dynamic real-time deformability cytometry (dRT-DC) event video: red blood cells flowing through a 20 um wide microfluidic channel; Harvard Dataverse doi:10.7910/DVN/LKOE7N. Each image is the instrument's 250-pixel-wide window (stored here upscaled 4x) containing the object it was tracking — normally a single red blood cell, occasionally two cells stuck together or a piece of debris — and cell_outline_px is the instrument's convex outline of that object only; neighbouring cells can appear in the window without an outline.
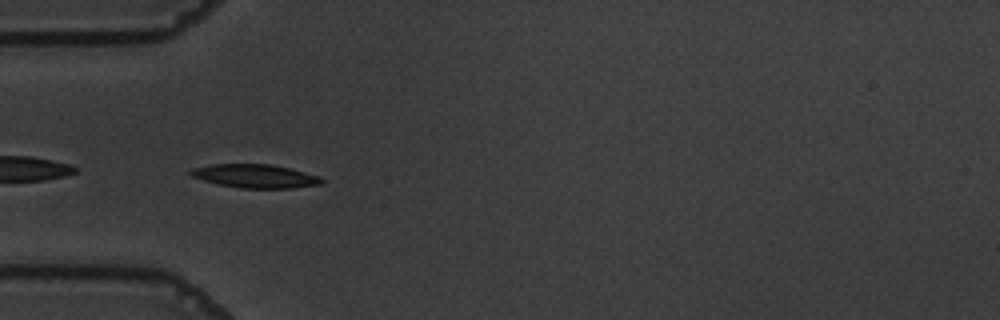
{"species": "common noctule bat (a hibernating species)", "species_latin": "Nyctalus noctula", "temperature_condition": "warm", "stored_images_in_passage": 40, "camera_frame_rate_fps": 3000, "um_per_image_px": 0.085, "animal": {"sex": "male", "body_mass_g": 19.5, "forearm_length_mm": 54.6}, "frame": {"image": 1, "passage_image": 1, "time_ms": 0.0, "image_size_px": [1000, 320], "cell_outline_px": [[324, 180], [320, 184], [292, 188], [240, 188], [216, 184], [192, 176], [188, 172], [192, 168], [212, 164], [272, 164], [320, 176]], "centroid_in_image_um": [21.67, 14.97], "position_along_channel_um": 63.3, "area_um2": 17.92}}
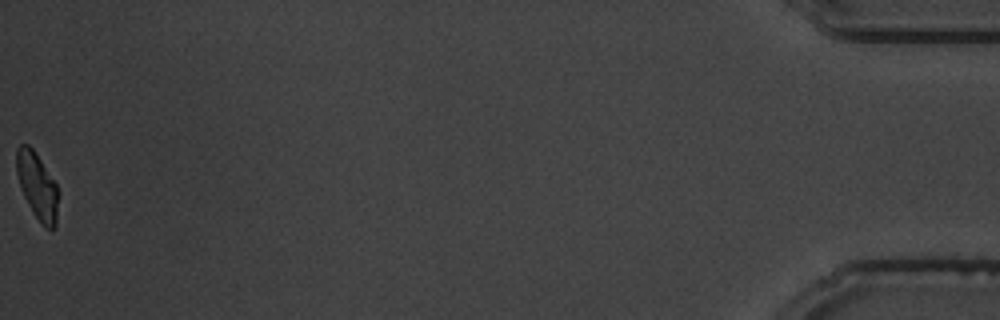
{"frame": {"image": 2, "passage_image": 40, "time_ms": 13.0, "image_size_px": [1000, 320], "cell_outline_px": [[60, 192], [56, 228], [44, 228], [40, 224], [28, 204], [20, 188], [16, 172], [16, 148], [20, 144], [28, 144], [32, 148], [56, 184]], "centroid_in_image_um": [3.18, 15.85], "position_along_channel_um": 432.0, "area_um2": 16.47}, "authors_computed_cell_mechanics": {"area_um2": 17.5712, "velocity_mm_per_s": 3.6043, "shape_relaxation_time_tau1_ms": 2.8235, "shape_relaxation_time_tau2_ms": 1.6978, "deformation_change_tau1": 0.165, "deformation_change_tau2": 0.0742}}